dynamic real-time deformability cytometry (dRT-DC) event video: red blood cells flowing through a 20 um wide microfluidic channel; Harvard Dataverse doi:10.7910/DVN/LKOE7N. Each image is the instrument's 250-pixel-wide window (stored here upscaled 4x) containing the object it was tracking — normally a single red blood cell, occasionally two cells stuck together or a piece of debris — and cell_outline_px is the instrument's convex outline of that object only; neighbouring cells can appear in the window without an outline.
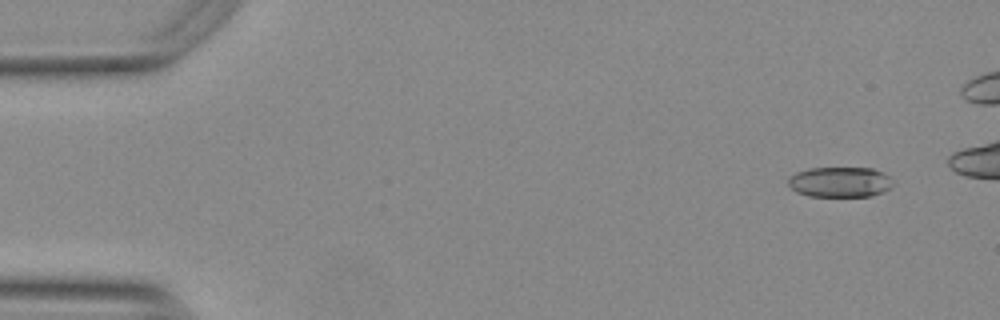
{"species": "Egyptian fruit bat (a non-hibernating species)", "species_latin": "Rousettus aegyptiacus", "temperature_condition": "warm", "stored_images_in_passage": 45, "camera_frame_rate_fps": 3000, "um_per_image_px": 0.085, "animal": {"sex": "female"}, "frame": {"image": 1, "passage_image": 1, "time_ms": 0.0, "image_size_px": [1000, 320], "cell_outline_px": [[892, 188], [884, 192], [872, 196], [808, 196], [796, 192], [788, 184], [788, 180], [796, 172], [808, 168], [872, 168], [884, 172], [892, 180]], "centroid_in_image_um": [71.43, 15.47], "position_along_channel_um": 13.6, "area_um2": 18.61}}
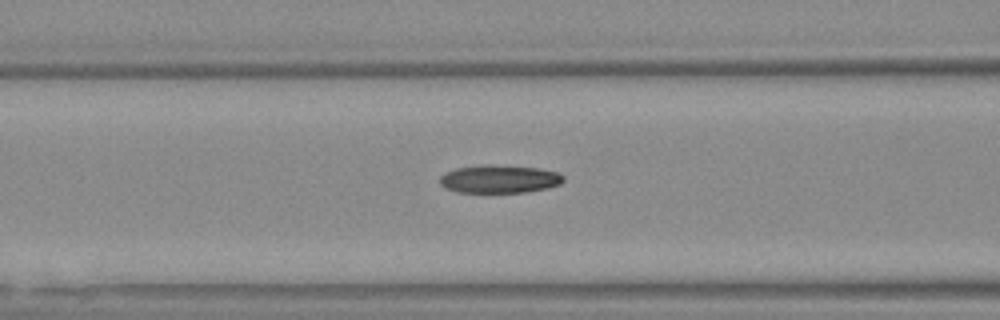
{"frame": {"image": 2, "passage_image": 19, "time_ms": 6.0, "image_size_px": [1000, 320], "cell_outline_px": [[564, 180], [560, 184], [548, 188], [524, 192], [456, 192], [444, 188], [440, 184], [440, 176], [444, 172], [456, 168], [540, 168], [556, 172], [564, 176]], "centroid_in_image_um": [42.45, 15.28], "position_along_channel_um": 124.2, "area_um2": 19.07}}
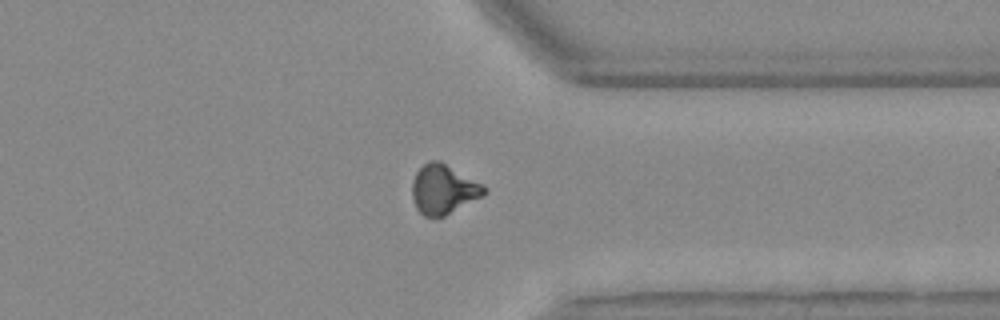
{"frame": {"image": 3, "passage_image": 39, "time_ms": 12.667, "image_size_px": [1000, 320], "cell_outline_px": [[488, 192], [484, 196], [444, 216], [424, 216], [416, 208], [412, 196], [412, 180], [416, 172], [428, 160], [440, 160], [484, 184], [488, 188]], "centroid_in_image_um": [37.73, 16.07], "position_along_channel_um": 373.7, "area_um2": 21.04}, "authors_computed_cell_mechanics": {"area_um2": 19.8832, "velocity_mm_per_s": 3.798, "shape_relaxation_time_tau1_ms": null, "shape_relaxation_time_tau2_ms": 3.7098, "deformation_change_tau1": null, "deformation_change_tau2": 0.1043}}